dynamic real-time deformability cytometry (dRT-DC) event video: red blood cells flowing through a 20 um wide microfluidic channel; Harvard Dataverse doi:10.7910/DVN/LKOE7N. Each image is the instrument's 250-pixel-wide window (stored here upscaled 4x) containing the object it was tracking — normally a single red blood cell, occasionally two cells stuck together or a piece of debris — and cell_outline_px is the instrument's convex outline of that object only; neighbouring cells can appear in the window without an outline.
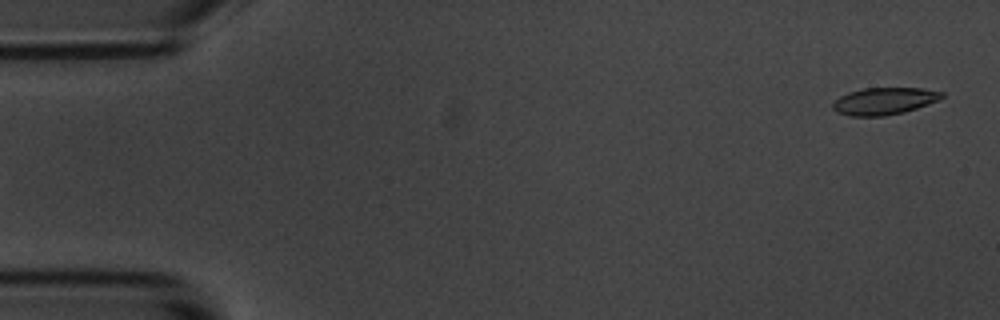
{"species": "common noctule bat (a hibernating species)", "species_latin": "Nyctalus noctula", "temperature_condition": "room temperature", "stored_images_in_passage": 5, "segment_of_instrument_passage": [2, 2], "camera_frame_rate_fps": 3000, "um_per_image_px": 0.085, "animal": {"sex": "male", "body_mass_g": 20.1, "forearm_length_mm": 53.5}, "frame": {"image": 1, "passage_image": 5, "time_ms": 5.667, "image_size_px": [1000, 320], "cell_outline_px": [[944, 96], [940, 100], [904, 112], [884, 116], [848, 116], [836, 112], [832, 108], [832, 104], [840, 96], [848, 92], [864, 88], [920, 88], [944, 92]], "centroid_in_image_um": [75.15, 8.59], "position_along_channel_um": 9.9, "area_um2": 17.28}}